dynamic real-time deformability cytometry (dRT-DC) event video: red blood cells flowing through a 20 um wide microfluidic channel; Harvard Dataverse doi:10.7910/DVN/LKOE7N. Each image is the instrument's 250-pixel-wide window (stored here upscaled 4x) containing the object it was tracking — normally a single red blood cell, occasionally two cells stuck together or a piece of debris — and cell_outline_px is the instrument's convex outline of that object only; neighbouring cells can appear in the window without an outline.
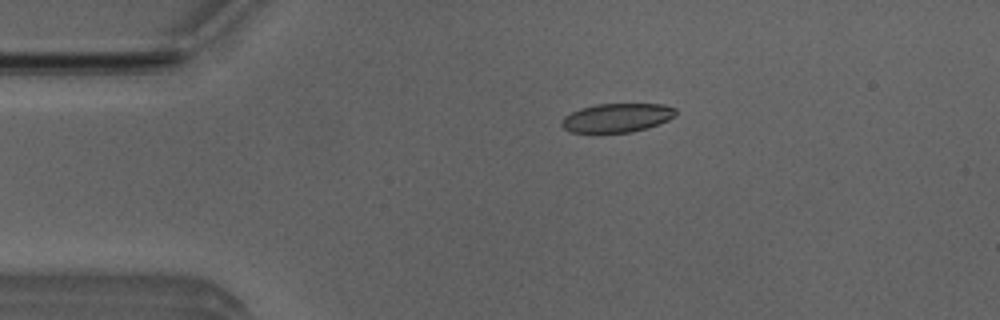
{"species": "Egyptian fruit bat (a non-hibernating species)", "species_latin": "Rousettus aegyptiacus", "temperature_condition": "room temperature", "stored_images_in_passage": 3, "camera_frame_rate_fps": 3000, "um_per_image_px": 0.085, "animal": {"sex": "male"}, "frame": {"image": 1, "passage_image": 2, "time_ms": 0.333, "image_size_px": [1000, 320], "cell_outline_px": [[676, 116], [668, 120], [632, 132], [572, 132], [564, 128], [560, 124], [564, 116], [580, 108], [596, 104], [664, 104], [676, 108]], "centroid_in_image_um": [52.44, 10.0], "position_along_channel_um": 32.6, "area_um2": 19.02}}